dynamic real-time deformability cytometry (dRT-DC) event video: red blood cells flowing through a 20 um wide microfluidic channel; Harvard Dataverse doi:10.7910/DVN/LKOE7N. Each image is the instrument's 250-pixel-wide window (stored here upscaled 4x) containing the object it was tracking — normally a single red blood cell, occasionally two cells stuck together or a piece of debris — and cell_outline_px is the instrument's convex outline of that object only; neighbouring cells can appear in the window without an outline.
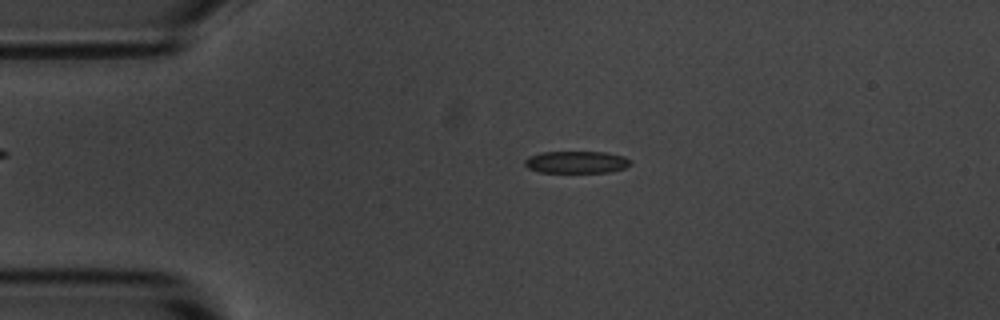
{"species": "common noctule bat (a hibernating species)", "species_latin": "Nyctalus noctula", "temperature_condition": "room temperature", "stored_images_in_passage": 55, "camera_frame_rate_fps": 3000, "um_per_image_px": 0.085, "animal": {"sex": "male", "body_mass_g": 20.1, "forearm_length_mm": 53.5}, "frame": {"image": 1, "passage_image": 11, "time_ms": 3.333, "image_size_px": [1000, 320], "cell_outline_px": [[632, 164], [624, 168], [608, 172], [540, 172], [528, 168], [524, 164], [524, 160], [528, 156], [540, 152], [608, 152], [624, 156], [632, 160]], "centroid_in_image_um": [49.01, 13.77], "position_along_channel_um": 36.0, "area_um2": 13.76}}
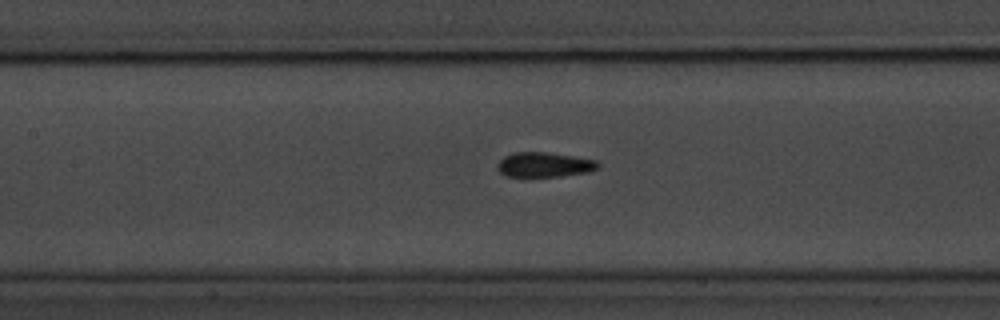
{"frame": {"image": 2, "passage_image": 24, "time_ms": 7.667, "image_size_px": [1000, 320], "cell_outline_px": [[600, 164], [596, 168], [588, 172], [560, 176], [508, 176], [500, 172], [496, 168], [496, 164], [504, 156], [516, 152], [544, 152], [572, 156], [596, 160]], "centroid_in_image_um": [46.23, 13.99], "position_along_channel_um": 161.2, "area_um2": 14.33}}
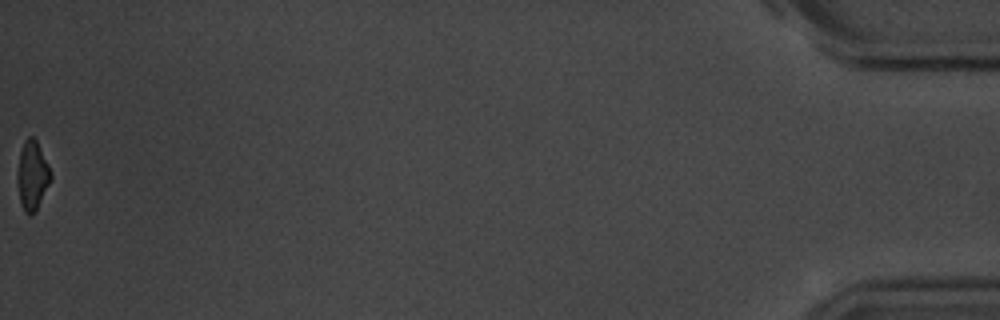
{"frame": {"image": 3, "passage_image": 55, "time_ms": 18.0, "image_size_px": [1000, 320], "cell_outline_px": [[52, 180], [36, 212], [28, 216], [24, 212], [20, 204], [16, 180], [16, 172], [20, 152], [24, 140], [28, 136], [32, 136], [36, 140], [52, 172]], "centroid_in_image_um": [2.74, 14.96], "position_along_channel_um": 432.5, "area_um2": 13.93}, "authors_computed_cell_mechanics": {"area_um2": 14.2766, "velocity_mm_per_s": 3.6091, "shape_relaxation_time_tau1_ms": 2.8678, "shape_relaxation_time_tau2_ms": 2.0808, "deformation_change_tau1": 0.1214, "deformation_change_tau2": 0.0914}}